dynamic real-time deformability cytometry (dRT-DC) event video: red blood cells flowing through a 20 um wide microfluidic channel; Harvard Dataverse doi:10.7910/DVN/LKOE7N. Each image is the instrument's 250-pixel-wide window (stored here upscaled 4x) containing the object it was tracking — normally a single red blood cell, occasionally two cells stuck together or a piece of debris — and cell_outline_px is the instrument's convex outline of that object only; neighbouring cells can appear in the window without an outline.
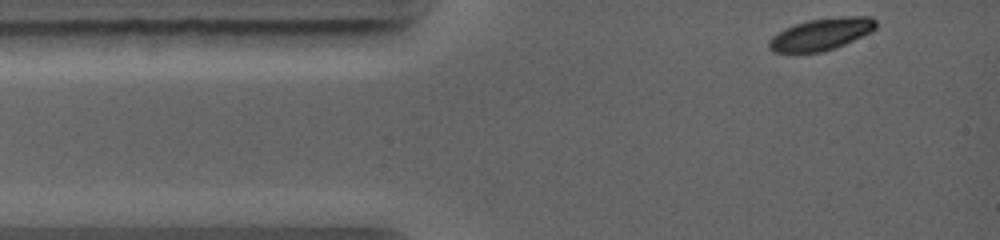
{"species": "common noctule bat (a hibernating species)", "species_latin": "Nyctalus noctula", "temperature_condition": "warm", "stored_images_in_passage": 51, "camera_frame_rate_fps": 5000, "um_per_image_px": 0.085, "animal": {"sex": "female", "body_mass_g": 19.0, "forearm_length_mm": 56.7}, "frame": {"image": 1, "passage_image": 1, "time_ms": 0.0, "image_size_px": [1000, 240], "cell_outline_px": [[876, 28], [872, 32], [844, 44], [820, 52], [772, 52], [768, 48], [768, 40], [772, 36], [784, 28], [808, 20], [840, 16], [872, 16], [876, 20]], "centroid_in_image_um": [69.81, 2.89], "position_along_channel_um": 15.2, "area_um2": 19.94}}
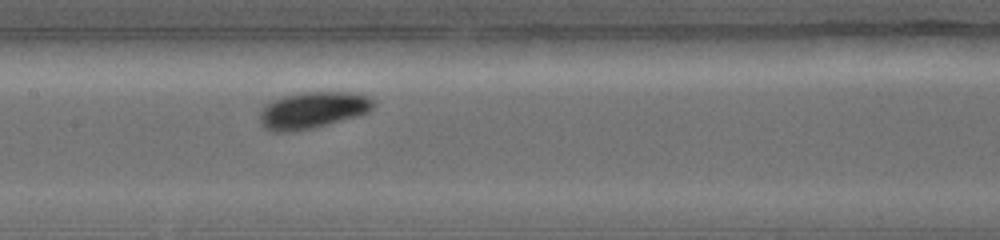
{"frame": {"image": 2, "passage_image": 18, "time_ms": 4.6, "image_size_px": [1000, 240], "cell_outline_px": [[372, 108], [368, 112], [356, 116], [312, 128], [292, 132], [272, 132], [264, 128], [260, 124], [260, 112], [272, 100], [284, 96], [304, 92], [348, 92], [368, 96], [372, 100]], "centroid_in_image_um": [26.53, 9.37], "position_along_channel_um": 180.9, "area_um2": 23.93}}
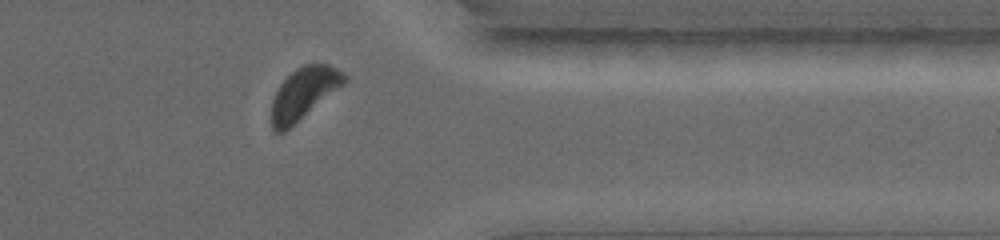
{"frame": {"image": 3, "passage_image": 45, "time_ms": 9.2, "image_size_px": [1000, 240], "cell_outline_px": [[348, 80], [344, 84], [284, 132], [276, 132], [272, 128], [272, 100], [280, 84], [296, 68], [304, 64], [328, 64], [344, 72], [348, 76]], "centroid_in_image_um": [25.84, 7.91], "position_along_channel_um": 385.6, "area_um2": 21.56}}